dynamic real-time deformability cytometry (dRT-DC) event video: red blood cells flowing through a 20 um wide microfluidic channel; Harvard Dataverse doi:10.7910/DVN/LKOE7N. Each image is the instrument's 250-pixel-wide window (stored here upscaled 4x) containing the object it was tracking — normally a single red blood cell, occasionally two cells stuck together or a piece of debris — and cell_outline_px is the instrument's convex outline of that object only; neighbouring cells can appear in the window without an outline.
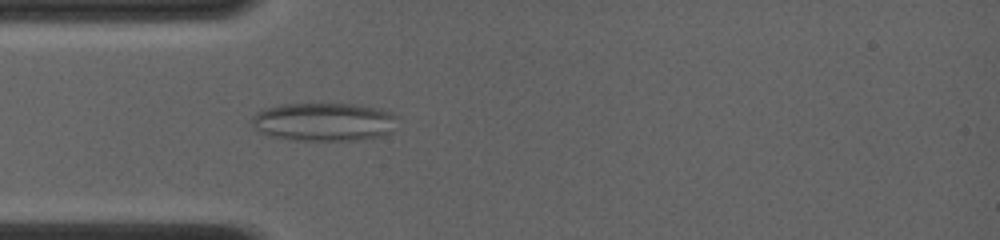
{"species": "common noctule bat (a hibernating species)", "species_latin": "Nyctalus noctula", "temperature_condition": "room temperature", "stored_images_in_passage": 51, "camera_frame_rate_fps": 4000, "um_per_image_px": 0.085, "animal": {"sex": "female", "body_mass_g": 19.0, "forearm_length_mm": 56.7}, "frame": {"image": 1, "passage_image": 17, "time_ms": 4.0, "image_size_px": [1000, 240], "cell_outline_px": [[400, 116], [392, 132], [380, 136], [360, 140], [292, 140], [268, 136], [252, 128], [248, 120], [256, 112], [264, 108], [280, 104], [352, 104], [376, 108], [392, 112]], "centroid_in_image_um": [27.5, 10.36], "position_along_channel_um": 57.5, "area_um2": 33.18}}
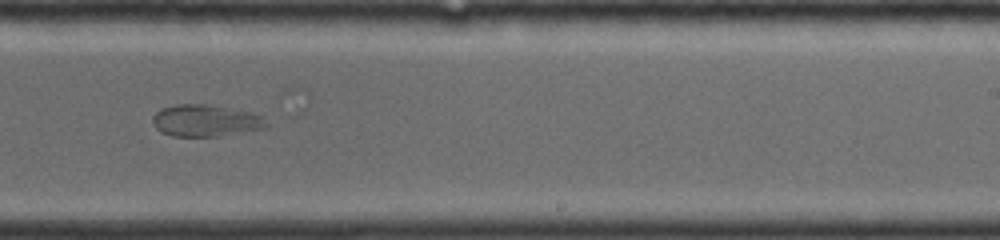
{"frame": {"image": 2, "passage_image": 38, "time_ms": 9.25, "image_size_px": [1000, 240], "cell_outline_px": [[268, 128], [220, 136], [172, 136], [160, 132], [156, 128], [152, 120], [152, 116], [160, 108], [176, 104], [208, 104], [248, 112], [264, 116], [268, 124]], "centroid_in_image_um": [17.47, 10.26], "position_along_channel_um": 271.5, "area_um2": 21.27}}
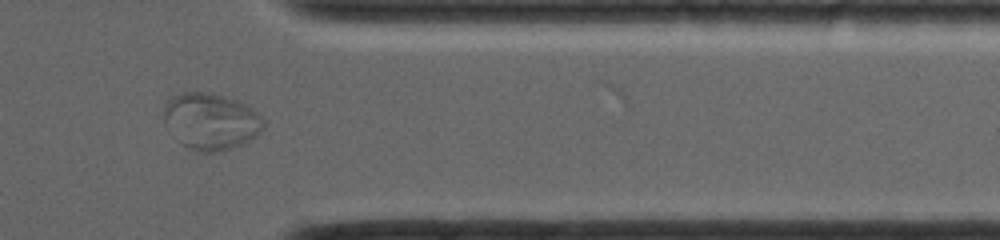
{"frame": {"image": 3, "passage_image": 50, "time_ms": 12.25, "image_size_px": [1000, 240], "cell_outline_px": [[264, 128], [256, 136], [240, 144], [228, 148], [212, 152], [204, 152], [188, 148], [184, 144], [164, 120], [164, 108], [168, 100], [172, 96], [184, 92], [212, 92], [236, 100], [244, 104], [256, 112], [260, 116], [264, 124]], "centroid_in_image_um": [17.94, 10.28], "position_along_channel_um": 393.5, "area_um2": 31.96}}